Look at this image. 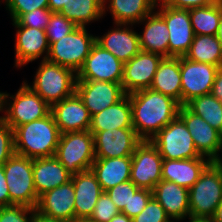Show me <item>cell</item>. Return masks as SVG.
I'll return each mask as SVG.
<instances>
[{
    "instance_id": "6da1fadb",
    "label": "cell",
    "mask_w": 222,
    "mask_h": 222,
    "mask_svg": "<svg viewBox=\"0 0 222 222\" xmlns=\"http://www.w3.org/2000/svg\"><path fill=\"white\" fill-rule=\"evenodd\" d=\"M128 95L133 129L141 140L152 139L178 116L180 104L160 92L148 88Z\"/></svg>"
},
{
    "instance_id": "7a4b0ae2",
    "label": "cell",
    "mask_w": 222,
    "mask_h": 222,
    "mask_svg": "<svg viewBox=\"0 0 222 222\" xmlns=\"http://www.w3.org/2000/svg\"><path fill=\"white\" fill-rule=\"evenodd\" d=\"M60 130L50 112L14 130L15 154L30 159L55 156L60 140Z\"/></svg>"
},
{
    "instance_id": "3957f363",
    "label": "cell",
    "mask_w": 222,
    "mask_h": 222,
    "mask_svg": "<svg viewBox=\"0 0 222 222\" xmlns=\"http://www.w3.org/2000/svg\"><path fill=\"white\" fill-rule=\"evenodd\" d=\"M33 84L28 85L49 106L73 95L76 91L77 74L66 67L41 60Z\"/></svg>"
},
{
    "instance_id": "277c9868",
    "label": "cell",
    "mask_w": 222,
    "mask_h": 222,
    "mask_svg": "<svg viewBox=\"0 0 222 222\" xmlns=\"http://www.w3.org/2000/svg\"><path fill=\"white\" fill-rule=\"evenodd\" d=\"M2 111L5 114L1 118L15 130L18 126L44 118L51 112V106L23 81L15 95L2 92Z\"/></svg>"
},
{
    "instance_id": "5b68a950",
    "label": "cell",
    "mask_w": 222,
    "mask_h": 222,
    "mask_svg": "<svg viewBox=\"0 0 222 222\" xmlns=\"http://www.w3.org/2000/svg\"><path fill=\"white\" fill-rule=\"evenodd\" d=\"M222 200V168L213 161L189 189L191 218H212Z\"/></svg>"
},
{
    "instance_id": "8992f818",
    "label": "cell",
    "mask_w": 222,
    "mask_h": 222,
    "mask_svg": "<svg viewBox=\"0 0 222 222\" xmlns=\"http://www.w3.org/2000/svg\"><path fill=\"white\" fill-rule=\"evenodd\" d=\"M3 168L10 206L23 205L36 209L39 197L33 179V159L14 154L3 164Z\"/></svg>"
},
{
    "instance_id": "52a82bcc",
    "label": "cell",
    "mask_w": 222,
    "mask_h": 222,
    "mask_svg": "<svg viewBox=\"0 0 222 222\" xmlns=\"http://www.w3.org/2000/svg\"><path fill=\"white\" fill-rule=\"evenodd\" d=\"M55 157L72 175L91 169L94 162V137L89 130L61 134Z\"/></svg>"
},
{
    "instance_id": "ba28073f",
    "label": "cell",
    "mask_w": 222,
    "mask_h": 222,
    "mask_svg": "<svg viewBox=\"0 0 222 222\" xmlns=\"http://www.w3.org/2000/svg\"><path fill=\"white\" fill-rule=\"evenodd\" d=\"M95 42L96 36L88 34L86 27L77 26L67 36L49 46L46 60L69 68L77 74Z\"/></svg>"
},
{
    "instance_id": "9c48e42d",
    "label": "cell",
    "mask_w": 222,
    "mask_h": 222,
    "mask_svg": "<svg viewBox=\"0 0 222 222\" xmlns=\"http://www.w3.org/2000/svg\"><path fill=\"white\" fill-rule=\"evenodd\" d=\"M149 141L159 150L163 159L207 158L199 154L189 130L178 116Z\"/></svg>"
},
{
    "instance_id": "30bf717a",
    "label": "cell",
    "mask_w": 222,
    "mask_h": 222,
    "mask_svg": "<svg viewBox=\"0 0 222 222\" xmlns=\"http://www.w3.org/2000/svg\"><path fill=\"white\" fill-rule=\"evenodd\" d=\"M161 9L156 12L164 19L169 32L168 57H184L194 39L189 9H178L159 0Z\"/></svg>"
},
{
    "instance_id": "8fae6325",
    "label": "cell",
    "mask_w": 222,
    "mask_h": 222,
    "mask_svg": "<svg viewBox=\"0 0 222 222\" xmlns=\"http://www.w3.org/2000/svg\"><path fill=\"white\" fill-rule=\"evenodd\" d=\"M219 67L180 57L181 106L196 97L211 94Z\"/></svg>"
},
{
    "instance_id": "7c38bea8",
    "label": "cell",
    "mask_w": 222,
    "mask_h": 222,
    "mask_svg": "<svg viewBox=\"0 0 222 222\" xmlns=\"http://www.w3.org/2000/svg\"><path fill=\"white\" fill-rule=\"evenodd\" d=\"M131 157L130 180L139 188L153 190L162 180L163 158L159 150L149 140H142Z\"/></svg>"
},
{
    "instance_id": "4fadbf2b",
    "label": "cell",
    "mask_w": 222,
    "mask_h": 222,
    "mask_svg": "<svg viewBox=\"0 0 222 222\" xmlns=\"http://www.w3.org/2000/svg\"><path fill=\"white\" fill-rule=\"evenodd\" d=\"M123 70L124 63L95 42L89 56L77 72V80L121 83Z\"/></svg>"
},
{
    "instance_id": "5bb4252c",
    "label": "cell",
    "mask_w": 222,
    "mask_h": 222,
    "mask_svg": "<svg viewBox=\"0 0 222 222\" xmlns=\"http://www.w3.org/2000/svg\"><path fill=\"white\" fill-rule=\"evenodd\" d=\"M164 57L141 50L124 63L122 88L126 94L150 88L154 75Z\"/></svg>"
},
{
    "instance_id": "9a60e30c",
    "label": "cell",
    "mask_w": 222,
    "mask_h": 222,
    "mask_svg": "<svg viewBox=\"0 0 222 222\" xmlns=\"http://www.w3.org/2000/svg\"><path fill=\"white\" fill-rule=\"evenodd\" d=\"M178 117L189 130L199 154L214 161L220 155L222 133L191 112L186 106H180Z\"/></svg>"
},
{
    "instance_id": "2e32d148",
    "label": "cell",
    "mask_w": 222,
    "mask_h": 222,
    "mask_svg": "<svg viewBox=\"0 0 222 222\" xmlns=\"http://www.w3.org/2000/svg\"><path fill=\"white\" fill-rule=\"evenodd\" d=\"M75 92L91 116L116 104L126 95L121 83L108 81L77 80Z\"/></svg>"
},
{
    "instance_id": "e0dca14e",
    "label": "cell",
    "mask_w": 222,
    "mask_h": 222,
    "mask_svg": "<svg viewBox=\"0 0 222 222\" xmlns=\"http://www.w3.org/2000/svg\"><path fill=\"white\" fill-rule=\"evenodd\" d=\"M94 137L95 158L132 156L142 141L133 128L91 132Z\"/></svg>"
},
{
    "instance_id": "ac0fdd59",
    "label": "cell",
    "mask_w": 222,
    "mask_h": 222,
    "mask_svg": "<svg viewBox=\"0 0 222 222\" xmlns=\"http://www.w3.org/2000/svg\"><path fill=\"white\" fill-rule=\"evenodd\" d=\"M51 113L61 134L90 129L91 115L76 92L53 104Z\"/></svg>"
},
{
    "instance_id": "d6986e66",
    "label": "cell",
    "mask_w": 222,
    "mask_h": 222,
    "mask_svg": "<svg viewBox=\"0 0 222 222\" xmlns=\"http://www.w3.org/2000/svg\"><path fill=\"white\" fill-rule=\"evenodd\" d=\"M75 191L72 180L60 185L39 197L36 211L40 214L59 220H75Z\"/></svg>"
},
{
    "instance_id": "ffe728a7",
    "label": "cell",
    "mask_w": 222,
    "mask_h": 222,
    "mask_svg": "<svg viewBox=\"0 0 222 222\" xmlns=\"http://www.w3.org/2000/svg\"><path fill=\"white\" fill-rule=\"evenodd\" d=\"M15 67H22L39 57L46 60L49 43L45 30L26 26H15Z\"/></svg>"
},
{
    "instance_id": "44dd1931",
    "label": "cell",
    "mask_w": 222,
    "mask_h": 222,
    "mask_svg": "<svg viewBox=\"0 0 222 222\" xmlns=\"http://www.w3.org/2000/svg\"><path fill=\"white\" fill-rule=\"evenodd\" d=\"M114 24L116 26L103 36H96V43L125 63L141 51L139 34L129 24Z\"/></svg>"
},
{
    "instance_id": "7402d4cb",
    "label": "cell",
    "mask_w": 222,
    "mask_h": 222,
    "mask_svg": "<svg viewBox=\"0 0 222 222\" xmlns=\"http://www.w3.org/2000/svg\"><path fill=\"white\" fill-rule=\"evenodd\" d=\"M153 197L164 208L172 221L185 220L190 217L189 190L175 182L161 180L152 190Z\"/></svg>"
},
{
    "instance_id": "603a6c76",
    "label": "cell",
    "mask_w": 222,
    "mask_h": 222,
    "mask_svg": "<svg viewBox=\"0 0 222 222\" xmlns=\"http://www.w3.org/2000/svg\"><path fill=\"white\" fill-rule=\"evenodd\" d=\"M71 180L75 191V220L88 219L103 193L101 185L91 169L72 175Z\"/></svg>"
},
{
    "instance_id": "cb8c5ba5",
    "label": "cell",
    "mask_w": 222,
    "mask_h": 222,
    "mask_svg": "<svg viewBox=\"0 0 222 222\" xmlns=\"http://www.w3.org/2000/svg\"><path fill=\"white\" fill-rule=\"evenodd\" d=\"M70 174L55 156L33 159V179L38 197L71 181Z\"/></svg>"
},
{
    "instance_id": "d4e9b609",
    "label": "cell",
    "mask_w": 222,
    "mask_h": 222,
    "mask_svg": "<svg viewBox=\"0 0 222 222\" xmlns=\"http://www.w3.org/2000/svg\"><path fill=\"white\" fill-rule=\"evenodd\" d=\"M211 162L208 158L163 159L162 180L175 182L178 186L189 190Z\"/></svg>"
},
{
    "instance_id": "484cf974",
    "label": "cell",
    "mask_w": 222,
    "mask_h": 222,
    "mask_svg": "<svg viewBox=\"0 0 222 222\" xmlns=\"http://www.w3.org/2000/svg\"><path fill=\"white\" fill-rule=\"evenodd\" d=\"M132 157L96 158L91 170L103 192L130 180Z\"/></svg>"
},
{
    "instance_id": "4316f807",
    "label": "cell",
    "mask_w": 222,
    "mask_h": 222,
    "mask_svg": "<svg viewBox=\"0 0 222 222\" xmlns=\"http://www.w3.org/2000/svg\"><path fill=\"white\" fill-rule=\"evenodd\" d=\"M139 23H145L143 32L139 34L140 49L168 57L169 32L164 19L154 11Z\"/></svg>"
},
{
    "instance_id": "83f0119b",
    "label": "cell",
    "mask_w": 222,
    "mask_h": 222,
    "mask_svg": "<svg viewBox=\"0 0 222 222\" xmlns=\"http://www.w3.org/2000/svg\"><path fill=\"white\" fill-rule=\"evenodd\" d=\"M109 1V2H108ZM104 0V15L108 9L114 23L129 24L131 27L141 22L158 7L159 0ZM155 9V10H154Z\"/></svg>"
},
{
    "instance_id": "f1b7e54d",
    "label": "cell",
    "mask_w": 222,
    "mask_h": 222,
    "mask_svg": "<svg viewBox=\"0 0 222 222\" xmlns=\"http://www.w3.org/2000/svg\"><path fill=\"white\" fill-rule=\"evenodd\" d=\"M121 128H133L132 108L128 94L116 104L92 115L89 131L99 132Z\"/></svg>"
},
{
    "instance_id": "f546056e",
    "label": "cell",
    "mask_w": 222,
    "mask_h": 222,
    "mask_svg": "<svg viewBox=\"0 0 222 222\" xmlns=\"http://www.w3.org/2000/svg\"><path fill=\"white\" fill-rule=\"evenodd\" d=\"M150 89L173 98L181 106L180 57H164L161 60Z\"/></svg>"
},
{
    "instance_id": "4dcf8cb0",
    "label": "cell",
    "mask_w": 222,
    "mask_h": 222,
    "mask_svg": "<svg viewBox=\"0 0 222 222\" xmlns=\"http://www.w3.org/2000/svg\"><path fill=\"white\" fill-rule=\"evenodd\" d=\"M185 57L191 61L222 67V45L216 35H195Z\"/></svg>"
},
{
    "instance_id": "1f68e13d",
    "label": "cell",
    "mask_w": 222,
    "mask_h": 222,
    "mask_svg": "<svg viewBox=\"0 0 222 222\" xmlns=\"http://www.w3.org/2000/svg\"><path fill=\"white\" fill-rule=\"evenodd\" d=\"M60 14L76 26L86 27L91 21H97L104 15V0H72L64 6Z\"/></svg>"
},
{
    "instance_id": "d6a6232c",
    "label": "cell",
    "mask_w": 222,
    "mask_h": 222,
    "mask_svg": "<svg viewBox=\"0 0 222 222\" xmlns=\"http://www.w3.org/2000/svg\"><path fill=\"white\" fill-rule=\"evenodd\" d=\"M195 35H216L221 17V2L189 9Z\"/></svg>"
},
{
    "instance_id": "836d02e7",
    "label": "cell",
    "mask_w": 222,
    "mask_h": 222,
    "mask_svg": "<svg viewBox=\"0 0 222 222\" xmlns=\"http://www.w3.org/2000/svg\"><path fill=\"white\" fill-rule=\"evenodd\" d=\"M185 106L222 133V102L215 96L207 94L196 97Z\"/></svg>"
},
{
    "instance_id": "e575fe53",
    "label": "cell",
    "mask_w": 222,
    "mask_h": 222,
    "mask_svg": "<svg viewBox=\"0 0 222 222\" xmlns=\"http://www.w3.org/2000/svg\"><path fill=\"white\" fill-rule=\"evenodd\" d=\"M77 26L67 19L63 14L52 13L49 23L45 28L49 46L60 40L63 36H67Z\"/></svg>"
},
{
    "instance_id": "d590c367",
    "label": "cell",
    "mask_w": 222,
    "mask_h": 222,
    "mask_svg": "<svg viewBox=\"0 0 222 222\" xmlns=\"http://www.w3.org/2000/svg\"><path fill=\"white\" fill-rule=\"evenodd\" d=\"M138 189L139 187H137L131 180H128L105 192L121 212L123 209H129V202Z\"/></svg>"
},
{
    "instance_id": "8d00e7d4",
    "label": "cell",
    "mask_w": 222,
    "mask_h": 222,
    "mask_svg": "<svg viewBox=\"0 0 222 222\" xmlns=\"http://www.w3.org/2000/svg\"><path fill=\"white\" fill-rule=\"evenodd\" d=\"M120 211L110 199L106 192H103L96 203V206L88 218L92 222H109Z\"/></svg>"
},
{
    "instance_id": "74e56055",
    "label": "cell",
    "mask_w": 222,
    "mask_h": 222,
    "mask_svg": "<svg viewBox=\"0 0 222 222\" xmlns=\"http://www.w3.org/2000/svg\"><path fill=\"white\" fill-rule=\"evenodd\" d=\"M51 14L52 12L48 8L34 9L29 13L22 14L12 24L13 26H26L45 30Z\"/></svg>"
},
{
    "instance_id": "f35d334b",
    "label": "cell",
    "mask_w": 222,
    "mask_h": 222,
    "mask_svg": "<svg viewBox=\"0 0 222 222\" xmlns=\"http://www.w3.org/2000/svg\"><path fill=\"white\" fill-rule=\"evenodd\" d=\"M12 21L34 9L48 8L49 0H4Z\"/></svg>"
},
{
    "instance_id": "ab89813d",
    "label": "cell",
    "mask_w": 222,
    "mask_h": 222,
    "mask_svg": "<svg viewBox=\"0 0 222 222\" xmlns=\"http://www.w3.org/2000/svg\"><path fill=\"white\" fill-rule=\"evenodd\" d=\"M164 208L152 197L142 212L132 218V222H170Z\"/></svg>"
},
{
    "instance_id": "60d3db41",
    "label": "cell",
    "mask_w": 222,
    "mask_h": 222,
    "mask_svg": "<svg viewBox=\"0 0 222 222\" xmlns=\"http://www.w3.org/2000/svg\"><path fill=\"white\" fill-rule=\"evenodd\" d=\"M35 210L23 205L0 207V222H32Z\"/></svg>"
},
{
    "instance_id": "b9f144b4",
    "label": "cell",
    "mask_w": 222,
    "mask_h": 222,
    "mask_svg": "<svg viewBox=\"0 0 222 222\" xmlns=\"http://www.w3.org/2000/svg\"><path fill=\"white\" fill-rule=\"evenodd\" d=\"M14 154V130L0 118V165H3Z\"/></svg>"
},
{
    "instance_id": "7bdbcfd3",
    "label": "cell",
    "mask_w": 222,
    "mask_h": 222,
    "mask_svg": "<svg viewBox=\"0 0 222 222\" xmlns=\"http://www.w3.org/2000/svg\"><path fill=\"white\" fill-rule=\"evenodd\" d=\"M152 197V190L139 188L129 202V209H123L121 213L126 214L130 218L135 217L142 212Z\"/></svg>"
},
{
    "instance_id": "ee69618b",
    "label": "cell",
    "mask_w": 222,
    "mask_h": 222,
    "mask_svg": "<svg viewBox=\"0 0 222 222\" xmlns=\"http://www.w3.org/2000/svg\"><path fill=\"white\" fill-rule=\"evenodd\" d=\"M166 5L178 9L205 7L219 2V0H162Z\"/></svg>"
},
{
    "instance_id": "f6af8a7d",
    "label": "cell",
    "mask_w": 222,
    "mask_h": 222,
    "mask_svg": "<svg viewBox=\"0 0 222 222\" xmlns=\"http://www.w3.org/2000/svg\"><path fill=\"white\" fill-rule=\"evenodd\" d=\"M10 206V193L4 174L3 165H0V207Z\"/></svg>"
},
{
    "instance_id": "bcb514c9",
    "label": "cell",
    "mask_w": 222,
    "mask_h": 222,
    "mask_svg": "<svg viewBox=\"0 0 222 222\" xmlns=\"http://www.w3.org/2000/svg\"><path fill=\"white\" fill-rule=\"evenodd\" d=\"M211 94L222 102V67L216 73Z\"/></svg>"
},
{
    "instance_id": "7dc6e473",
    "label": "cell",
    "mask_w": 222,
    "mask_h": 222,
    "mask_svg": "<svg viewBox=\"0 0 222 222\" xmlns=\"http://www.w3.org/2000/svg\"><path fill=\"white\" fill-rule=\"evenodd\" d=\"M72 0H49L48 9L52 13H60L64 6H68Z\"/></svg>"
},
{
    "instance_id": "c3c4849f",
    "label": "cell",
    "mask_w": 222,
    "mask_h": 222,
    "mask_svg": "<svg viewBox=\"0 0 222 222\" xmlns=\"http://www.w3.org/2000/svg\"><path fill=\"white\" fill-rule=\"evenodd\" d=\"M32 222H68L64 220L54 219L40 214L38 211H34Z\"/></svg>"
},
{
    "instance_id": "681fc988",
    "label": "cell",
    "mask_w": 222,
    "mask_h": 222,
    "mask_svg": "<svg viewBox=\"0 0 222 222\" xmlns=\"http://www.w3.org/2000/svg\"><path fill=\"white\" fill-rule=\"evenodd\" d=\"M109 222H132V218L120 212L119 214L115 215Z\"/></svg>"
},
{
    "instance_id": "f907efd6",
    "label": "cell",
    "mask_w": 222,
    "mask_h": 222,
    "mask_svg": "<svg viewBox=\"0 0 222 222\" xmlns=\"http://www.w3.org/2000/svg\"><path fill=\"white\" fill-rule=\"evenodd\" d=\"M212 219L214 222H222V200L216 208L215 214L213 215Z\"/></svg>"
},
{
    "instance_id": "816d5d0a",
    "label": "cell",
    "mask_w": 222,
    "mask_h": 222,
    "mask_svg": "<svg viewBox=\"0 0 222 222\" xmlns=\"http://www.w3.org/2000/svg\"><path fill=\"white\" fill-rule=\"evenodd\" d=\"M216 37L218 38V41L222 45V4H221V17H220V21H219V26H218V31H217Z\"/></svg>"
},
{
    "instance_id": "f5cc1de1",
    "label": "cell",
    "mask_w": 222,
    "mask_h": 222,
    "mask_svg": "<svg viewBox=\"0 0 222 222\" xmlns=\"http://www.w3.org/2000/svg\"><path fill=\"white\" fill-rule=\"evenodd\" d=\"M189 222H214L212 218H191L189 217Z\"/></svg>"
},
{
    "instance_id": "db71d44e",
    "label": "cell",
    "mask_w": 222,
    "mask_h": 222,
    "mask_svg": "<svg viewBox=\"0 0 222 222\" xmlns=\"http://www.w3.org/2000/svg\"><path fill=\"white\" fill-rule=\"evenodd\" d=\"M220 151L222 152V140ZM213 162L222 168V158L220 157V155Z\"/></svg>"
},
{
    "instance_id": "11a10c76",
    "label": "cell",
    "mask_w": 222,
    "mask_h": 222,
    "mask_svg": "<svg viewBox=\"0 0 222 222\" xmlns=\"http://www.w3.org/2000/svg\"><path fill=\"white\" fill-rule=\"evenodd\" d=\"M73 222H92L88 219H77V220H74Z\"/></svg>"
},
{
    "instance_id": "9f6ffc18",
    "label": "cell",
    "mask_w": 222,
    "mask_h": 222,
    "mask_svg": "<svg viewBox=\"0 0 222 222\" xmlns=\"http://www.w3.org/2000/svg\"><path fill=\"white\" fill-rule=\"evenodd\" d=\"M0 112H2V92H0Z\"/></svg>"
}]
</instances>
